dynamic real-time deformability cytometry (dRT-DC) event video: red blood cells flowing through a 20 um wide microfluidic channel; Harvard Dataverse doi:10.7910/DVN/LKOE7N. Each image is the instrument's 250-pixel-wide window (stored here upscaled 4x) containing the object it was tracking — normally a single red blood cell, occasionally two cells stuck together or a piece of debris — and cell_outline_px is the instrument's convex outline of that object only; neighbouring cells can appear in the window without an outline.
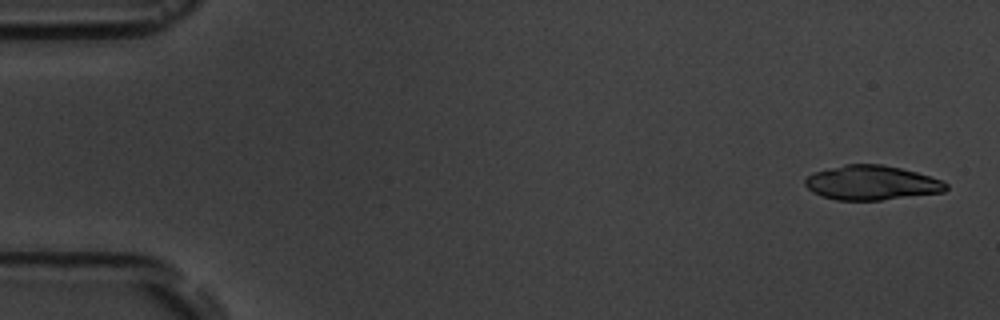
{"species": "common noctule bat (a hibernating species)", "species_latin": "Nyctalus noctula", "temperature_condition": "room temperature", "stored_images_in_passage": 10, "camera_frame_rate_fps": 3000, "um_per_image_px": 0.085, "animal": {"sex": "male", "body_mass_g": 19.5, "forearm_length_mm": 54.6}, "frame": {"image": 1, "passage_image": 1, "time_ms": 0.0, "image_size_px": [1000, 320], "cell_outline_px": [[948, 188], [944, 192], [880, 200], [836, 200], [820, 196], [812, 192], [804, 184], [804, 180], [812, 172], [844, 164], [884, 164], [916, 172], [940, 180], [948, 184]], "centroid_in_image_um": [74.04, 15.53], "position_along_channel_um": 11.0, "area_um2": 28.38}}
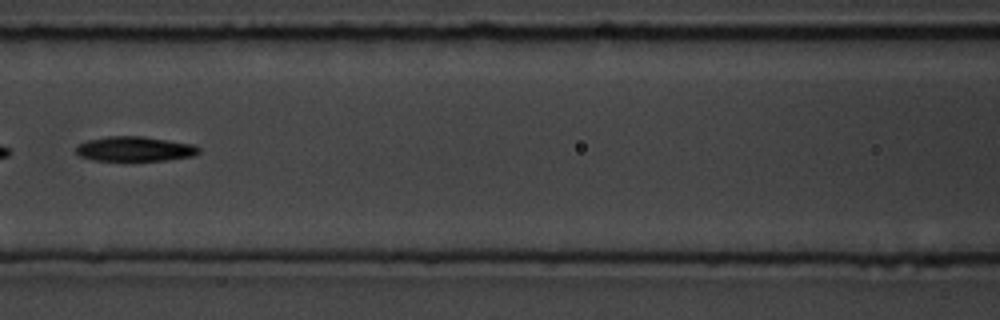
{"frame": {"image": 2, "passage_image": 7, "time_ms": 7.667, "image_size_px": [1000, 320], "cell_outline_px": [[200, 152], [192, 156], [168, 160], [92, 160], [80, 156], [76, 152], [76, 144], [88, 140], [108, 136], [144, 136], [192, 144], [200, 148]], "centroid_in_image_um": [11.44, 12.65], "position_along_channel_um": 155.2, "area_um2": 17.69}}
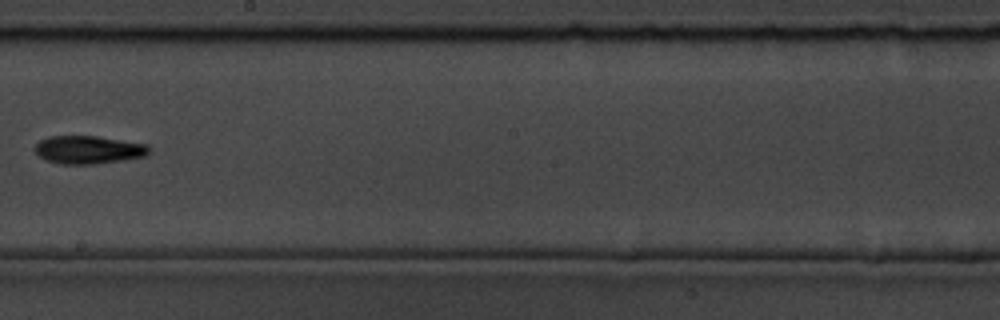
{"frame": {"image": 3, "passage_image": 9, "time_ms": 10.0, "image_size_px": [1000, 320], "cell_outline_px": [[152, 148], [144, 156], [120, 160], [92, 164], [60, 164], [44, 160], [32, 148], [40, 140], [48, 136], [96, 136], [148, 144]], "centroid_in_image_um": [7.48, 12.72], "position_along_channel_um": 240.7, "area_um2": 18.67}}